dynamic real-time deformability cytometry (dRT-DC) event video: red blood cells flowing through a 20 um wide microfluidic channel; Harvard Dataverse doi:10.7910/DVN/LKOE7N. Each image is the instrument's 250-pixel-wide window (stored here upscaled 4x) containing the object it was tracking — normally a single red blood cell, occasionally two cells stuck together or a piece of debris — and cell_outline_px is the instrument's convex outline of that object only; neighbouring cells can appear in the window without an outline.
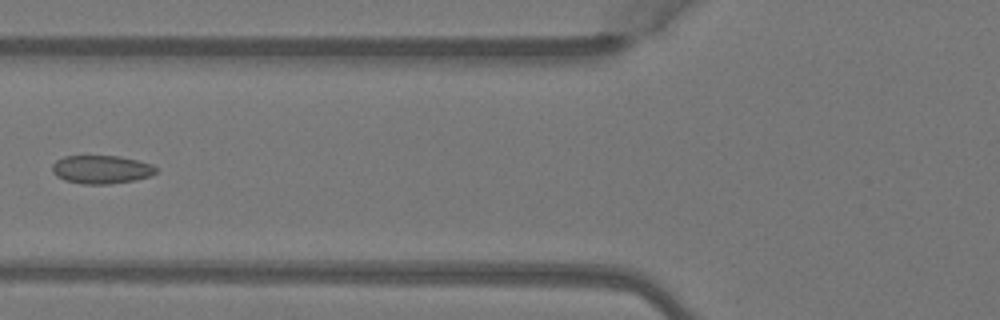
{"species": "Egyptian fruit bat (a non-hibernating species)", "species_latin": "Rousettus aegyptiacus", "temperature_condition": "warm", "stored_images_in_passage": 3, "camera_frame_rate_fps": 3000, "um_per_image_px": 0.085, "animal": {"sex": "female"}, "frame": {"image": 1, "passage_image": 3, "time_ms": 0.667, "image_size_px": [1000, 320], "cell_outline_px": [[160, 168], [152, 176], [136, 180], [108, 184], [84, 184], [64, 180], [56, 176], [52, 172], [52, 164], [56, 160], [64, 156], [120, 156], [152, 164]], "centroid_in_image_um": [8.64, 14.41], "position_along_channel_um": 117.2, "area_um2": 17.34}}